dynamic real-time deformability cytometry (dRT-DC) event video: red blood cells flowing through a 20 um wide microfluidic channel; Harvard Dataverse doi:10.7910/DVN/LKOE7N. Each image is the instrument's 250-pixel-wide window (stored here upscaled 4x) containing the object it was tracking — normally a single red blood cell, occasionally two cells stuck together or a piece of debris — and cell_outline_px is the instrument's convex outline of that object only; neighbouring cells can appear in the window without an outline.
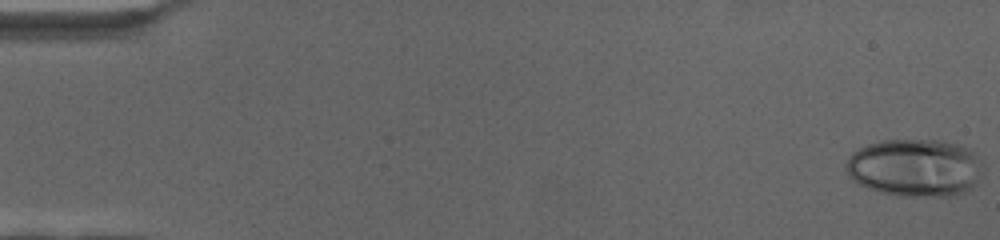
{"species": "human", "species_latin": "Homo sapiens", "temperature_condition": "cold", "stored_images_in_passage": 69, "camera_frame_rate_fps": 3000, "um_per_image_px": 0.085, "donor": {"sex": "female"}, "frame": {"image": 1, "passage_image": 1, "time_ms": 0.0, "image_size_px": [1000, 240], "cell_outline_px": [[984, 172], [976, 184], [972, 188], [964, 192], [952, 196], [900, 196], [880, 192], [868, 188], [852, 180], [848, 176], [844, 164], [852, 152], [868, 144], [880, 140], [944, 140], [960, 144], [984, 160]], "centroid_in_image_um": [77.81, 14.25], "position_along_channel_um": 7.2, "area_um2": 46.88}}
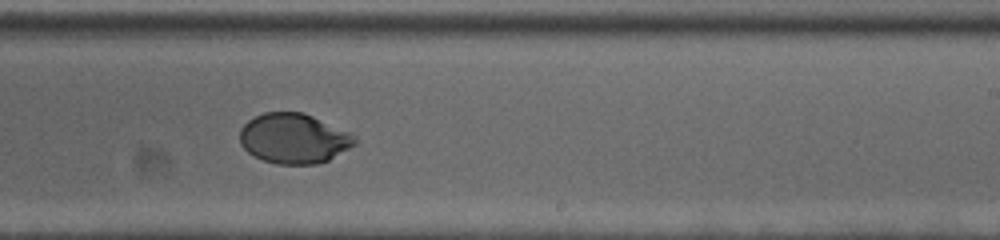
{"frame": {"image": 2, "passage_image": 43, "time_ms": 14.0, "image_size_px": [1000, 240], "cell_outline_px": [[356, 144], [328, 160], [316, 164], [276, 164], [264, 160], [248, 152], [240, 144], [240, 128], [248, 120], [264, 112], [304, 112], [352, 132], [356, 140]], "centroid_in_image_um": [24.99, 11.75], "position_along_channel_um": 264.0, "area_um2": 33.64}}
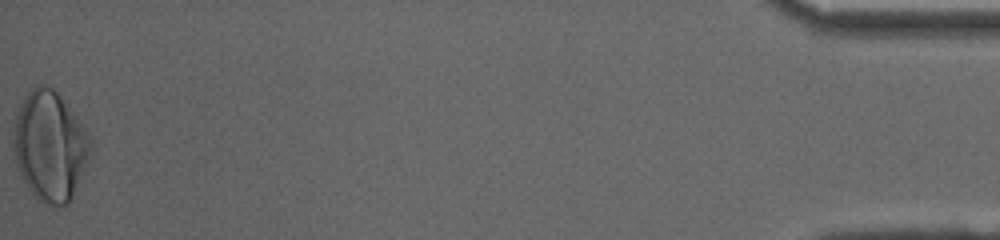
{"frame": {"image": 3, "passage_image": 69, "time_ms": 22.667, "image_size_px": [1000, 240], "cell_outline_px": [[92, 140], [88, 156], [72, 196], [68, 204], [56, 208], [44, 204], [36, 200], [20, 176], [16, 160], [16, 116], [20, 104], [24, 96], [32, 88], [40, 84], [52, 88], [60, 96], [84, 128]], "centroid_in_image_um": [4.24, 12.46], "position_along_channel_um": 431.0, "area_um2": 48.09}}